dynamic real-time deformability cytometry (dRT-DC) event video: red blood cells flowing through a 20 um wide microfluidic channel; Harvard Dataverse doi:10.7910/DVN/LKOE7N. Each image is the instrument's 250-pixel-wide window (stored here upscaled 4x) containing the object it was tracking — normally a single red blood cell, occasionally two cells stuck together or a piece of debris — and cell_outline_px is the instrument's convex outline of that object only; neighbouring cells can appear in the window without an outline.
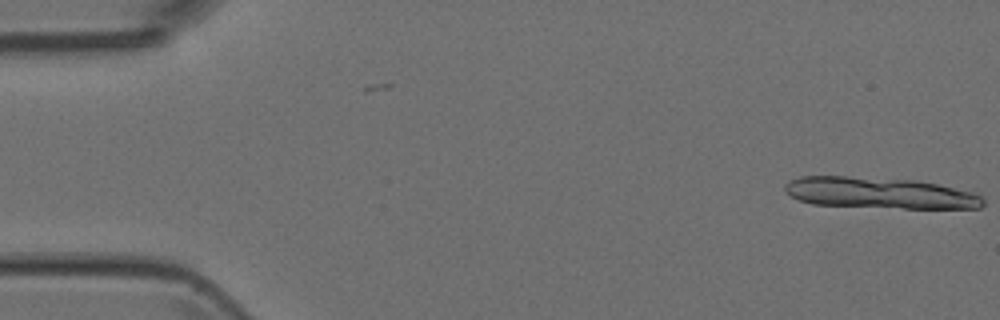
{"species": "Egyptian fruit bat (a non-hibernating species)", "species_latin": "Rousettus aegyptiacus", "temperature_condition": "room temperature", "stored_images_in_passage": 2, "camera_frame_rate_fps": 3000, "um_per_image_px": 0.085, "animal": {"sex": "female"}, "frame": {"image": 1, "passage_image": 2, "time_ms": 1.333, "image_size_px": [1000, 320], "cell_outline_px": [[984, 204], [980, 208], [904, 208], [812, 204], [788, 196], [784, 192], [784, 184], [788, 180], [800, 176], [844, 176], [916, 180], [936, 184], [972, 192], [980, 196], [984, 200]], "centroid_in_image_um": [74.7, 16.4], "position_along_channel_um": 10.3, "area_um2": 36.01}}